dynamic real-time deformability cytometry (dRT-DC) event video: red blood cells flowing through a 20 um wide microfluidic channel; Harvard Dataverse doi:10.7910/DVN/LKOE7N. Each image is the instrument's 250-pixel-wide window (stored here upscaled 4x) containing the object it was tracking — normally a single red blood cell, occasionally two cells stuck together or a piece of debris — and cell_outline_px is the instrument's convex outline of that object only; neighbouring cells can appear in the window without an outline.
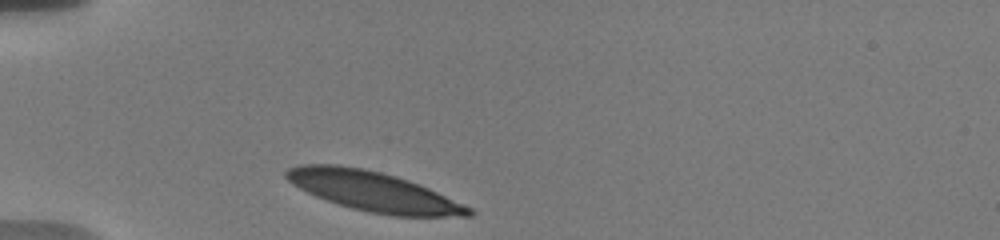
{"species": "human", "species_latin": "Homo sapiens", "temperature_condition": "warm", "stored_images_in_passage": 33, "camera_frame_rate_fps": 3000, "um_per_image_px": 0.085, "donor": {"sex": "male"}, "frame": {"image": 1, "passage_image": 1, "time_ms": 0.0, "image_size_px": [1000, 240], "cell_outline_px": [[476, 212], [472, 216], [392, 216], [368, 212], [352, 208], [316, 196], [292, 184], [284, 176], [284, 172], [288, 168], [300, 164], [336, 164], [364, 168], [396, 176], [420, 184], [472, 208]], "centroid_in_image_um": [31.74, 16.26], "position_along_channel_um": 53.3, "area_um2": 42.08}}
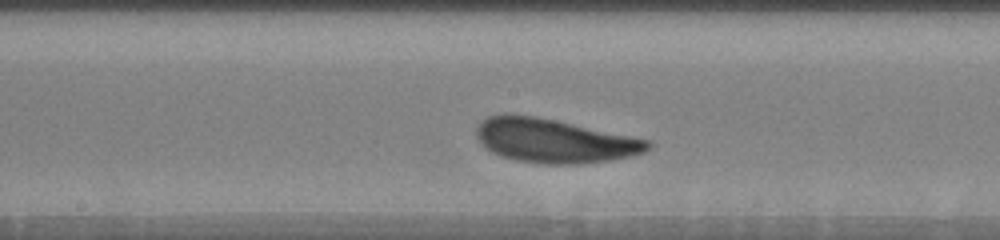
{"frame": {"image": 2, "passage_image": 15, "time_ms": 4.667, "image_size_px": [1000, 240], "cell_outline_px": [[652, 148], [644, 152], [628, 156], [608, 160], [580, 164], [540, 164], [516, 160], [500, 156], [492, 152], [476, 136], [476, 128], [488, 116], [536, 116], [556, 120], [652, 140]], "centroid_in_image_um": [47.19, 11.98], "position_along_channel_um": 201.0, "area_um2": 43.35}}
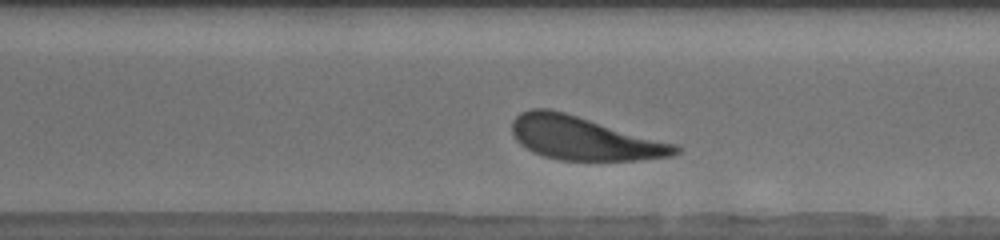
{"frame": {"image": 3, "passage_image": 25, "time_ms": 8.0, "image_size_px": [1000, 240], "cell_outline_px": [[680, 152], [672, 156], [640, 160], [560, 160], [544, 156], [532, 152], [520, 144], [516, 140], [512, 132], [512, 120], [520, 112], [532, 108], [548, 108], [564, 112], [676, 144], [680, 148]], "centroid_in_image_um": [49.61, 11.75], "position_along_channel_um": 321.0, "area_um2": 41.15}, "authors_computed_cell_mechanics": {"area_um2": 42.483, "velocity_mm_per_s": 3.6069, "shape_relaxation_time_tau1_ms": 2.121, "shape_relaxation_time_tau2_ms": 4.482, "deformation_change_tau1": 0.1112, "deformation_change_tau2": 0.1387}}